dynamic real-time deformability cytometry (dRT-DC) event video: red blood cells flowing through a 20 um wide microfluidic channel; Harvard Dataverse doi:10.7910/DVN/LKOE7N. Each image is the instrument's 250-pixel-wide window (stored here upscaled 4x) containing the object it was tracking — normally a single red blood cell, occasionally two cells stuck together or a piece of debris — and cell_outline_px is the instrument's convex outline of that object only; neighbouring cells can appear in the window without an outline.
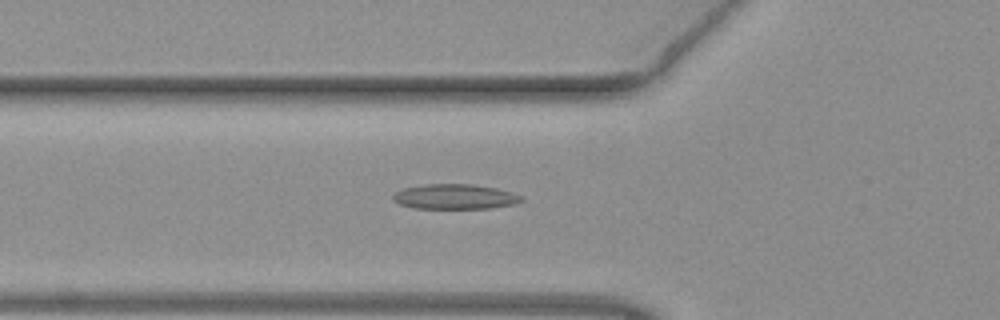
{"species": "common noctule bat (a hibernating species)", "species_latin": "Nyctalus noctula", "temperature_condition": "warm", "stored_images_in_passage": 49, "camera_frame_rate_fps": 3000, "um_per_image_px": 0.085, "animal": {"sex": "female", "body_mass_g": 19.3, "forearm_length_mm": 54.1}, "frame": {"image": 1, "passage_image": 18, "time_ms": 5.667, "image_size_px": [1000, 320], "cell_outline_px": [[524, 200], [516, 204], [492, 208], [412, 208], [400, 204], [392, 200], [392, 196], [396, 192], [404, 188], [424, 184], [472, 184], [496, 188], [512, 192], [524, 196]], "centroid_in_image_um": [38.7, 16.72], "position_along_channel_um": 87.1, "area_um2": 18.84}}
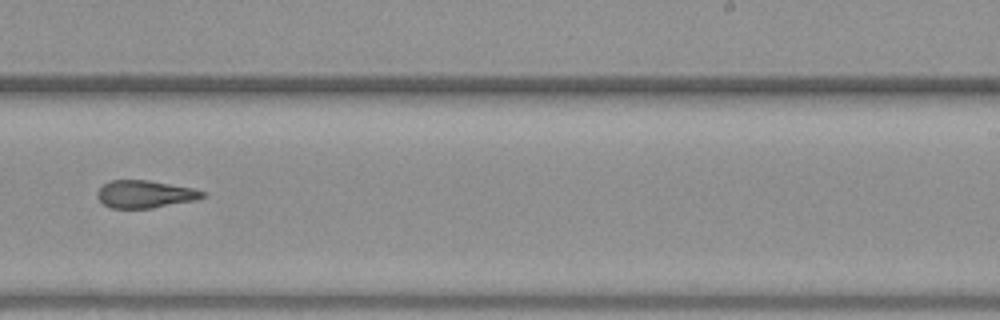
{"frame": {"image": 2, "passage_image": 32, "time_ms": 10.333, "image_size_px": [1000, 320], "cell_outline_px": [[208, 192], [204, 196], [196, 200], [152, 208], [112, 208], [104, 204], [96, 196], [96, 192], [108, 180], [148, 180], [192, 188]], "centroid_in_image_um": [12.32, 16.5], "position_along_channel_um": 276.7, "area_um2": 16.88}}
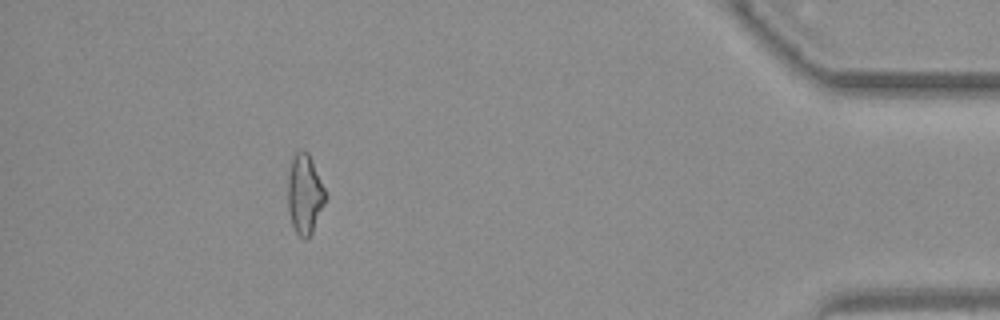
{"frame": {"image": 3, "passage_image": 46, "time_ms": 15.0, "image_size_px": [1000, 320], "cell_outline_px": [[328, 196], [312, 232], [304, 240], [296, 232], [292, 224], [288, 208], [288, 176], [292, 156], [300, 148], [304, 148], [308, 152], [312, 160]], "centroid_in_image_um": [25.9, 16.45], "position_along_channel_um": 409.3, "area_um2": 17.57}, "authors_computed_cell_mechanics": {"area_um2": 17.5712, "velocity_mm_per_s": 4.0554, "shape_relaxation_time_tau1_ms": null, "shape_relaxation_time_tau2_ms": 5.7302, "deformation_change_tau1": null, "deformation_change_tau2": 0.1686}}